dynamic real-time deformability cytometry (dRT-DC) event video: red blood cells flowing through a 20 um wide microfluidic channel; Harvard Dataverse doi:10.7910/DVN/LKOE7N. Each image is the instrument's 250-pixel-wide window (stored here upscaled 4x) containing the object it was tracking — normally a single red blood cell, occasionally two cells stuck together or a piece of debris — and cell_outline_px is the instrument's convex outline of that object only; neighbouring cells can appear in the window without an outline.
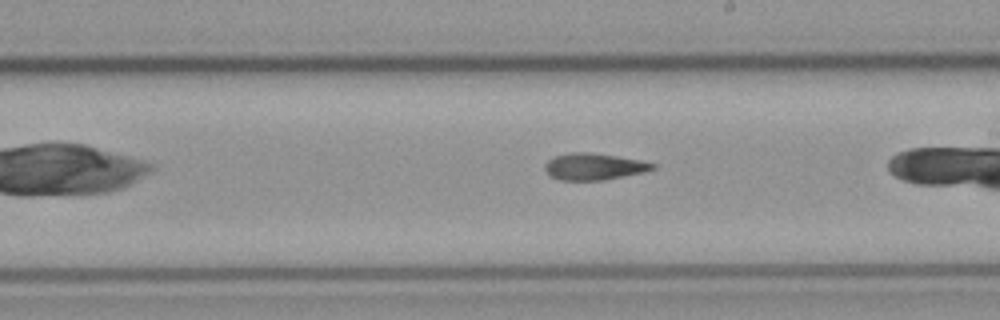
{"species": "common noctule bat (a hibernating species)", "species_latin": "Nyctalus noctula", "temperature_condition": "cold", "stored_images_in_passage": 11, "camera_frame_rate_fps": 3000, "um_per_image_px": 0.085, "animal": {"sex": "male", "body_mass_g": 23.1, "forearm_length_mm": 52.7}, "frame": {"image": 1, "passage_image": 11, "time_ms": 12.667, "image_size_px": [1000, 320], "cell_outline_px": [[656, 168], [644, 172], [604, 180], [560, 180], [552, 176], [544, 168], [544, 164], [548, 160], [556, 156], [572, 152], [588, 152], [616, 156], [640, 160], [656, 164]], "centroid_in_image_um": [50.5, 14.16], "position_along_channel_um": 238.5, "area_um2": 16.59}}